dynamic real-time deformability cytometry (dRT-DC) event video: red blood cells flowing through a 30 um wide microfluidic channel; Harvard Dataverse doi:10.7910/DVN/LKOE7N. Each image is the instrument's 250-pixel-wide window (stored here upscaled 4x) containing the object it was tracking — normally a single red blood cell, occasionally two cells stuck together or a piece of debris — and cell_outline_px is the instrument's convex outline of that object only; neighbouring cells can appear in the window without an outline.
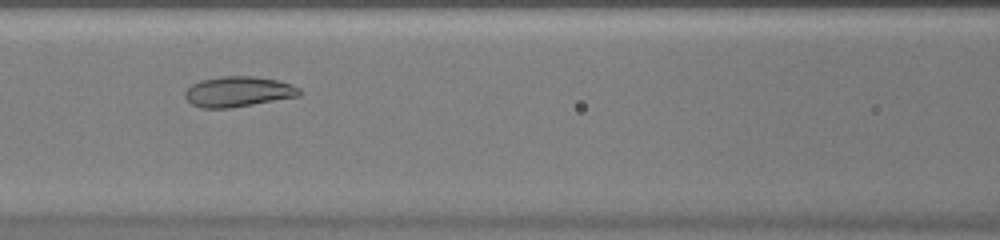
{"species": "common noctule bat (a hibernating species)", "species_latin": "Nyctalus noctula", "temperature_condition": "warm", "stored_images_in_passage": 39, "camera_frame_rate_fps": 3000, "um_per_image_px": 0.085, "animal": {"sex": "female", "body_mass_g": 20.0, "forearm_length_mm": 54.0}, "frame": {"image": 1, "passage_image": 13, "time_ms": 4.0, "image_size_px": [1000, 240], "cell_outline_px": [[300, 96], [228, 108], [200, 108], [192, 104], [184, 96], [184, 92], [192, 84], [200, 80], [224, 76], [252, 76], [276, 80], [292, 84], [300, 88]], "centroid_in_image_um": [20.23, 7.79], "position_along_channel_um": 146.4, "area_um2": 20.11}}
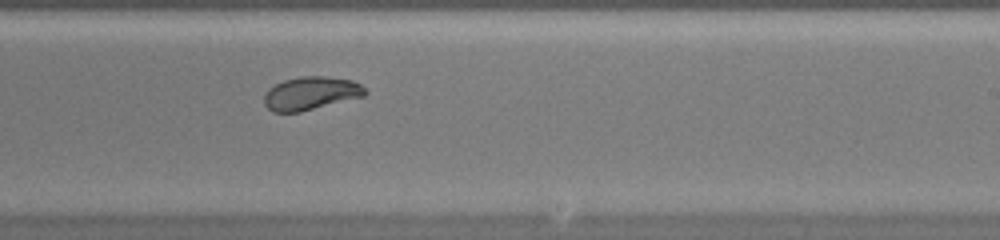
{"frame": {"image": 2, "passage_image": 21, "time_ms": 6.667, "image_size_px": [1000, 240], "cell_outline_px": [[368, 92], [364, 96], [300, 112], [272, 112], [264, 104], [264, 96], [268, 88], [284, 80], [300, 76], [324, 76], [352, 80], [360, 84]], "centroid_in_image_um": [26.41, 7.93], "position_along_channel_um": 262.6, "area_um2": 19.54}}
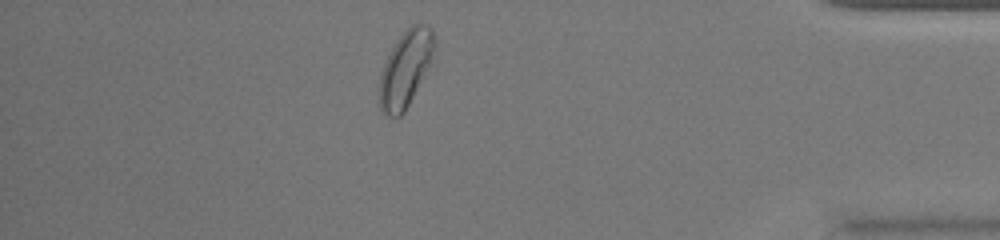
{"frame": {"image": 3, "passage_image": 33, "time_ms": 10.667, "image_size_px": [1000, 240], "cell_outline_px": [[436, 52], [424, 76], [404, 112], [400, 116], [388, 116], [380, 108], [380, 72], [396, 40], [412, 24], [424, 24], [432, 32], [436, 40]], "centroid_in_image_um": [34.5, 5.82], "position_along_channel_um": 400.7, "area_um2": 24.04}}